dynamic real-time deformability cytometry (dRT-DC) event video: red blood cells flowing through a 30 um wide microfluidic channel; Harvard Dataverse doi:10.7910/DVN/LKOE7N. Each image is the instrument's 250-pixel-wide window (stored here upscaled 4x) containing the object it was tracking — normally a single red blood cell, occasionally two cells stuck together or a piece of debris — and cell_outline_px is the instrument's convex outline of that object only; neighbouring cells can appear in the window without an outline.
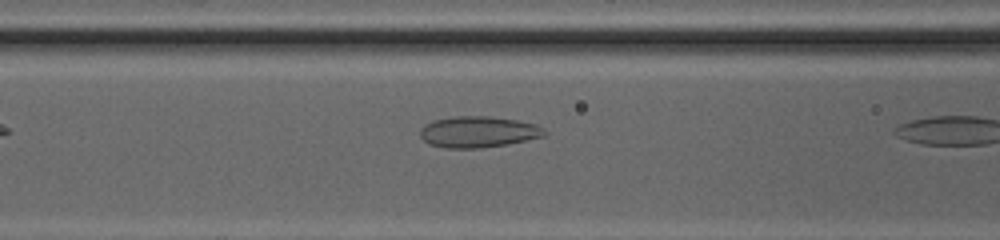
{"species": "common noctule bat (a hibernating species)", "species_latin": "Nyctalus noctula", "temperature_condition": "cold", "stored_images_in_passage": 6, "camera_frame_rate_fps": 3000, "um_per_image_px": 0.085, "animal": {"sex": "female", "body_mass_g": 20.0, "forearm_length_mm": 54.0}, "frame": {"image": 1, "passage_image": 5, "time_ms": 1.333, "image_size_px": [1000, 240], "cell_outline_px": [[548, 132], [544, 136], [508, 144], [480, 148], [444, 148], [428, 144], [420, 136], [420, 128], [424, 124], [432, 120], [452, 116], [492, 116], [516, 120], [536, 124], [544, 128]], "centroid_in_image_um": [40.63, 11.2], "position_along_channel_um": 126.0, "area_um2": 22.89}}